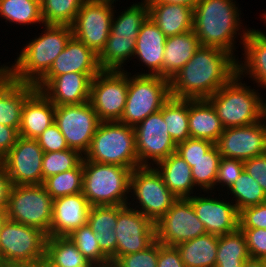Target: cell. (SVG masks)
<instances>
[{
    "mask_svg": "<svg viewBox=\"0 0 266 267\" xmlns=\"http://www.w3.org/2000/svg\"><path fill=\"white\" fill-rule=\"evenodd\" d=\"M263 121L266 124V99L263 98Z\"/></svg>",
    "mask_w": 266,
    "mask_h": 267,
    "instance_id": "94428289",
    "label": "cell"
},
{
    "mask_svg": "<svg viewBox=\"0 0 266 267\" xmlns=\"http://www.w3.org/2000/svg\"><path fill=\"white\" fill-rule=\"evenodd\" d=\"M98 73H66L54 77L41 92L55 105L89 102L92 79Z\"/></svg>",
    "mask_w": 266,
    "mask_h": 267,
    "instance_id": "7402d4cb",
    "label": "cell"
},
{
    "mask_svg": "<svg viewBox=\"0 0 266 267\" xmlns=\"http://www.w3.org/2000/svg\"><path fill=\"white\" fill-rule=\"evenodd\" d=\"M229 52L200 46L170 80V95L189 100L208 99L237 74V60Z\"/></svg>",
    "mask_w": 266,
    "mask_h": 267,
    "instance_id": "6da1fadb",
    "label": "cell"
},
{
    "mask_svg": "<svg viewBox=\"0 0 266 267\" xmlns=\"http://www.w3.org/2000/svg\"><path fill=\"white\" fill-rule=\"evenodd\" d=\"M215 144L205 139L188 138L186 141L178 143L176 153H178L187 163H194L204 157Z\"/></svg>",
    "mask_w": 266,
    "mask_h": 267,
    "instance_id": "7dc6e473",
    "label": "cell"
},
{
    "mask_svg": "<svg viewBox=\"0 0 266 267\" xmlns=\"http://www.w3.org/2000/svg\"><path fill=\"white\" fill-rule=\"evenodd\" d=\"M236 74L208 98L225 128L252 125L263 120V95Z\"/></svg>",
    "mask_w": 266,
    "mask_h": 267,
    "instance_id": "277c9868",
    "label": "cell"
},
{
    "mask_svg": "<svg viewBox=\"0 0 266 267\" xmlns=\"http://www.w3.org/2000/svg\"><path fill=\"white\" fill-rule=\"evenodd\" d=\"M128 94V72L101 70L91 83L90 99L100 122L120 121Z\"/></svg>",
    "mask_w": 266,
    "mask_h": 267,
    "instance_id": "8fae6325",
    "label": "cell"
},
{
    "mask_svg": "<svg viewBox=\"0 0 266 267\" xmlns=\"http://www.w3.org/2000/svg\"><path fill=\"white\" fill-rule=\"evenodd\" d=\"M132 170L83 160L82 194L91 206L128 205Z\"/></svg>",
    "mask_w": 266,
    "mask_h": 267,
    "instance_id": "8992f818",
    "label": "cell"
},
{
    "mask_svg": "<svg viewBox=\"0 0 266 267\" xmlns=\"http://www.w3.org/2000/svg\"><path fill=\"white\" fill-rule=\"evenodd\" d=\"M242 267H266V265L263 260L250 258L244 262Z\"/></svg>",
    "mask_w": 266,
    "mask_h": 267,
    "instance_id": "6f0895ef",
    "label": "cell"
},
{
    "mask_svg": "<svg viewBox=\"0 0 266 267\" xmlns=\"http://www.w3.org/2000/svg\"><path fill=\"white\" fill-rule=\"evenodd\" d=\"M116 253L111 264L119 257L143 251L156 241L155 223L129 205H117Z\"/></svg>",
    "mask_w": 266,
    "mask_h": 267,
    "instance_id": "5bb4252c",
    "label": "cell"
},
{
    "mask_svg": "<svg viewBox=\"0 0 266 267\" xmlns=\"http://www.w3.org/2000/svg\"><path fill=\"white\" fill-rule=\"evenodd\" d=\"M68 237L95 267H111L110 259L101 251L95 233L88 224L73 230Z\"/></svg>",
    "mask_w": 266,
    "mask_h": 267,
    "instance_id": "7bdbcfd3",
    "label": "cell"
},
{
    "mask_svg": "<svg viewBox=\"0 0 266 267\" xmlns=\"http://www.w3.org/2000/svg\"><path fill=\"white\" fill-rule=\"evenodd\" d=\"M19 131L16 128L0 124V160L16 144Z\"/></svg>",
    "mask_w": 266,
    "mask_h": 267,
    "instance_id": "db71d44e",
    "label": "cell"
},
{
    "mask_svg": "<svg viewBox=\"0 0 266 267\" xmlns=\"http://www.w3.org/2000/svg\"><path fill=\"white\" fill-rule=\"evenodd\" d=\"M44 151L36 139L19 136L16 144L0 160L12 185H42Z\"/></svg>",
    "mask_w": 266,
    "mask_h": 267,
    "instance_id": "2e32d148",
    "label": "cell"
},
{
    "mask_svg": "<svg viewBox=\"0 0 266 267\" xmlns=\"http://www.w3.org/2000/svg\"><path fill=\"white\" fill-rule=\"evenodd\" d=\"M44 152H54L69 149L66 139L54 123L48 127L37 139Z\"/></svg>",
    "mask_w": 266,
    "mask_h": 267,
    "instance_id": "f907efd6",
    "label": "cell"
},
{
    "mask_svg": "<svg viewBox=\"0 0 266 267\" xmlns=\"http://www.w3.org/2000/svg\"><path fill=\"white\" fill-rule=\"evenodd\" d=\"M136 39L124 36H109L98 55L101 70L124 71L127 62L132 61ZM126 65V66H124Z\"/></svg>",
    "mask_w": 266,
    "mask_h": 267,
    "instance_id": "836d02e7",
    "label": "cell"
},
{
    "mask_svg": "<svg viewBox=\"0 0 266 267\" xmlns=\"http://www.w3.org/2000/svg\"><path fill=\"white\" fill-rule=\"evenodd\" d=\"M148 17L166 37L193 30V9L188 6L161 2H147Z\"/></svg>",
    "mask_w": 266,
    "mask_h": 267,
    "instance_id": "4316f807",
    "label": "cell"
},
{
    "mask_svg": "<svg viewBox=\"0 0 266 267\" xmlns=\"http://www.w3.org/2000/svg\"><path fill=\"white\" fill-rule=\"evenodd\" d=\"M83 160L131 170L140 167L134 127L119 121L100 122Z\"/></svg>",
    "mask_w": 266,
    "mask_h": 267,
    "instance_id": "5b68a950",
    "label": "cell"
},
{
    "mask_svg": "<svg viewBox=\"0 0 266 267\" xmlns=\"http://www.w3.org/2000/svg\"><path fill=\"white\" fill-rule=\"evenodd\" d=\"M244 170L256 180L266 193V153L243 162Z\"/></svg>",
    "mask_w": 266,
    "mask_h": 267,
    "instance_id": "816d5d0a",
    "label": "cell"
},
{
    "mask_svg": "<svg viewBox=\"0 0 266 267\" xmlns=\"http://www.w3.org/2000/svg\"><path fill=\"white\" fill-rule=\"evenodd\" d=\"M55 108L56 106L36 89L23 104L19 136L37 139L55 123Z\"/></svg>",
    "mask_w": 266,
    "mask_h": 267,
    "instance_id": "484cf974",
    "label": "cell"
},
{
    "mask_svg": "<svg viewBox=\"0 0 266 267\" xmlns=\"http://www.w3.org/2000/svg\"><path fill=\"white\" fill-rule=\"evenodd\" d=\"M35 90V85L16 81L4 67H1L0 124L19 131L23 104Z\"/></svg>",
    "mask_w": 266,
    "mask_h": 267,
    "instance_id": "cb8c5ba5",
    "label": "cell"
},
{
    "mask_svg": "<svg viewBox=\"0 0 266 267\" xmlns=\"http://www.w3.org/2000/svg\"><path fill=\"white\" fill-rule=\"evenodd\" d=\"M200 193L187 199L192 203L207 233L222 236L239 228V211L231 200H226L227 195L221 199L219 196L214 198L212 191H204L203 195Z\"/></svg>",
    "mask_w": 266,
    "mask_h": 267,
    "instance_id": "d6986e66",
    "label": "cell"
},
{
    "mask_svg": "<svg viewBox=\"0 0 266 267\" xmlns=\"http://www.w3.org/2000/svg\"><path fill=\"white\" fill-rule=\"evenodd\" d=\"M165 34L148 17L141 25L136 38V48L133 58L138 59L139 66H145V72H136L138 75H158L163 77V58L165 51ZM143 64V65H141Z\"/></svg>",
    "mask_w": 266,
    "mask_h": 267,
    "instance_id": "44dd1931",
    "label": "cell"
},
{
    "mask_svg": "<svg viewBox=\"0 0 266 267\" xmlns=\"http://www.w3.org/2000/svg\"><path fill=\"white\" fill-rule=\"evenodd\" d=\"M200 46L199 38L193 30L167 37L163 58V78L170 81L193 57Z\"/></svg>",
    "mask_w": 266,
    "mask_h": 267,
    "instance_id": "f546056e",
    "label": "cell"
},
{
    "mask_svg": "<svg viewBox=\"0 0 266 267\" xmlns=\"http://www.w3.org/2000/svg\"><path fill=\"white\" fill-rule=\"evenodd\" d=\"M244 50V51H243ZM242 57L237 60V74L254 81L255 87L266 90V32L251 28L243 43Z\"/></svg>",
    "mask_w": 266,
    "mask_h": 267,
    "instance_id": "d4e9b609",
    "label": "cell"
},
{
    "mask_svg": "<svg viewBox=\"0 0 266 267\" xmlns=\"http://www.w3.org/2000/svg\"><path fill=\"white\" fill-rule=\"evenodd\" d=\"M116 2L115 0H85L72 25L73 36L97 56L109 37Z\"/></svg>",
    "mask_w": 266,
    "mask_h": 267,
    "instance_id": "7c38bea8",
    "label": "cell"
},
{
    "mask_svg": "<svg viewBox=\"0 0 266 267\" xmlns=\"http://www.w3.org/2000/svg\"><path fill=\"white\" fill-rule=\"evenodd\" d=\"M130 198L128 205L153 223H156L178 199L165 185L154 166H140L132 170Z\"/></svg>",
    "mask_w": 266,
    "mask_h": 267,
    "instance_id": "52a82bcc",
    "label": "cell"
},
{
    "mask_svg": "<svg viewBox=\"0 0 266 267\" xmlns=\"http://www.w3.org/2000/svg\"><path fill=\"white\" fill-rule=\"evenodd\" d=\"M0 267H45L44 262L35 265L0 264Z\"/></svg>",
    "mask_w": 266,
    "mask_h": 267,
    "instance_id": "680465c9",
    "label": "cell"
},
{
    "mask_svg": "<svg viewBox=\"0 0 266 267\" xmlns=\"http://www.w3.org/2000/svg\"><path fill=\"white\" fill-rule=\"evenodd\" d=\"M147 2H161V3H170V4H179L195 8L199 0H146Z\"/></svg>",
    "mask_w": 266,
    "mask_h": 267,
    "instance_id": "9f6ffc18",
    "label": "cell"
},
{
    "mask_svg": "<svg viewBox=\"0 0 266 267\" xmlns=\"http://www.w3.org/2000/svg\"><path fill=\"white\" fill-rule=\"evenodd\" d=\"M249 259L246 237L239 228L218 236L215 267H242Z\"/></svg>",
    "mask_w": 266,
    "mask_h": 267,
    "instance_id": "d590c367",
    "label": "cell"
},
{
    "mask_svg": "<svg viewBox=\"0 0 266 267\" xmlns=\"http://www.w3.org/2000/svg\"><path fill=\"white\" fill-rule=\"evenodd\" d=\"M8 215L6 209H0V232L3 228V225L7 222Z\"/></svg>",
    "mask_w": 266,
    "mask_h": 267,
    "instance_id": "91938a15",
    "label": "cell"
},
{
    "mask_svg": "<svg viewBox=\"0 0 266 267\" xmlns=\"http://www.w3.org/2000/svg\"><path fill=\"white\" fill-rule=\"evenodd\" d=\"M45 267H95L66 236H49L45 244Z\"/></svg>",
    "mask_w": 266,
    "mask_h": 267,
    "instance_id": "1f68e13d",
    "label": "cell"
},
{
    "mask_svg": "<svg viewBox=\"0 0 266 267\" xmlns=\"http://www.w3.org/2000/svg\"><path fill=\"white\" fill-rule=\"evenodd\" d=\"M170 97L168 79L128 72L127 100L119 122L135 127L149 115L160 111Z\"/></svg>",
    "mask_w": 266,
    "mask_h": 267,
    "instance_id": "ba28073f",
    "label": "cell"
},
{
    "mask_svg": "<svg viewBox=\"0 0 266 267\" xmlns=\"http://www.w3.org/2000/svg\"><path fill=\"white\" fill-rule=\"evenodd\" d=\"M99 123L90 102L55 108V124L66 139L68 147L82 155L88 150Z\"/></svg>",
    "mask_w": 266,
    "mask_h": 267,
    "instance_id": "9a60e30c",
    "label": "cell"
},
{
    "mask_svg": "<svg viewBox=\"0 0 266 267\" xmlns=\"http://www.w3.org/2000/svg\"><path fill=\"white\" fill-rule=\"evenodd\" d=\"M157 267H185L175 246H166L158 242Z\"/></svg>",
    "mask_w": 266,
    "mask_h": 267,
    "instance_id": "f5cc1de1",
    "label": "cell"
},
{
    "mask_svg": "<svg viewBox=\"0 0 266 267\" xmlns=\"http://www.w3.org/2000/svg\"><path fill=\"white\" fill-rule=\"evenodd\" d=\"M190 138L217 142L223 133L217 111L208 99L189 100Z\"/></svg>",
    "mask_w": 266,
    "mask_h": 267,
    "instance_id": "f1b7e54d",
    "label": "cell"
},
{
    "mask_svg": "<svg viewBox=\"0 0 266 267\" xmlns=\"http://www.w3.org/2000/svg\"><path fill=\"white\" fill-rule=\"evenodd\" d=\"M0 18L21 26L44 24L40 0H0Z\"/></svg>",
    "mask_w": 266,
    "mask_h": 267,
    "instance_id": "74e56055",
    "label": "cell"
},
{
    "mask_svg": "<svg viewBox=\"0 0 266 267\" xmlns=\"http://www.w3.org/2000/svg\"><path fill=\"white\" fill-rule=\"evenodd\" d=\"M85 0H40L44 24L72 26Z\"/></svg>",
    "mask_w": 266,
    "mask_h": 267,
    "instance_id": "60d3db41",
    "label": "cell"
},
{
    "mask_svg": "<svg viewBox=\"0 0 266 267\" xmlns=\"http://www.w3.org/2000/svg\"><path fill=\"white\" fill-rule=\"evenodd\" d=\"M98 56L83 42L72 36L65 49L52 63L48 73L35 85L42 90L54 77L66 73H99Z\"/></svg>",
    "mask_w": 266,
    "mask_h": 267,
    "instance_id": "ffe728a7",
    "label": "cell"
},
{
    "mask_svg": "<svg viewBox=\"0 0 266 267\" xmlns=\"http://www.w3.org/2000/svg\"><path fill=\"white\" fill-rule=\"evenodd\" d=\"M155 234L156 240L162 245L177 246L207 232L192 203L187 198H178L155 223Z\"/></svg>",
    "mask_w": 266,
    "mask_h": 267,
    "instance_id": "4fadbf2b",
    "label": "cell"
},
{
    "mask_svg": "<svg viewBox=\"0 0 266 267\" xmlns=\"http://www.w3.org/2000/svg\"><path fill=\"white\" fill-rule=\"evenodd\" d=\"M239 228L266 229V202L239 211Z\"/></svg>",
    "mask_w": 266,
    "mask_h": 267,
    "instance_id": "681fc988",
    "label": "cell"
},
{
    "mask_svg": "<svg viewBox=\"0 0 266 267\" xmlns=\"http://www.w3.org/2000/svg\"><path fill=\"white\" fill-rule=\"evenodd\" d=\"M175 247L185 267H215L218 236L207 233Z\"/></svg>",
    "mask_w": 266,
    "mask_h": 267,
    "instance_id": "d6a6232c",
    "label": "cell"
},
{
    "mask_svg": "<svg viewBox=\"0 0 266 267\" xmlns=\"http://www.w3.org/2000/svg\"><path fill=\"white\" fill-rule=\"evenodd\" d=\"M167 124L160 111L149 115L134 127L136 150L140 166H154L176 152Z\"/></svg>",
    "mask_w": 266,
    "mask_h": 267,
    "instance_id": "e0dca14e",
    "label": "cell"
},
{
    "mask_svg": "<svg viewBox=\"0 0 266 267\" xmlns=\"http://www.w3.org/2000/svg\"><path fill=\"white\" fill-rule=\"evenodd\" d=\"M53 201L43 185H12L6 209L8 220L38 228L49 237Z\"/></svg>",
    "mask_w": 266,
    "mask_h": 267,
    "instance_id": "30bf717a",
    "label": "cell"
},
{
    "mask_svg": "<svg viewBox=\"0 0 266 267\" xmlns=\"http://www.w3.org/2000/svg\"><path fill=\"white\" fill-rule=\"evenodd\" d=\"M162 118L167 124L168 133L174 143L190 138L189 131V99L170 97L160 109Z\"/></svg>",
    "mask_w": 266,
    "mask_h": 267,
    "instance_id": "e575fe53",
    "label": "cell"
},
{
    "mask_svg": "<svg viewBox=\"0 0 266 267\" xmlns=\"http://www.w3.org/2000/svg\"><path fill=\"white\" fill-rule=\"evenodd\" d=\"M46 239L47 235L38 228L7 220L0 232V264L44 262Z\"/></svg>",
    "mask_w": 266,
    "mask_h": 267,
    "instance_id": "9c48e42d",
    "label": "cell"
},
{
    "mask_svg": "<svg viewBox=\"0 0 266 267\" xmlns=\"http://www.w3.org/2000/svg\"><path fill=\"white\" fill-rule=\"evenodd\" d=\"M227 194V197L231 195L229 199L235 204L238 211L266 202V193L245 170L227 190Z\"/></svg>",
    "mask_w": 266,
    "mask_h": 267,
    "instance_id": "f35d334b",
    "label": "cell"
},
{
    "mask_svg": "<svg viewBox=\"0 0 266 267\" xmlns=\"http://www.w3.org/2000/svg\"><path fill=\"white\" fill-rule=\"evenodd\" d=\"M241 15L236 0H199L193 9V31L200 45L223 49L236 58L237 42L243 47L251 28L243 27Z\"/></svg>",
    "mask_w": 266,
    "mask_h": 267,
    "instance_id": "7a4b0ae2",
    "label": "cell"
},
{
    "mask_svg": "<svg viewBox=\"0 0 266 267\" xmlns=\"http://www.w3.org/2000/svg\"><path fill=\"white\" fill-rule=\"evenodd\" d=\"M90 208L82 192L54 199L49 236H67L86 225Z\"/></svg>",
    "mask_w": 266,
    "mask_h": 267,
    "instance_id": "603a6c76",
    "label": "cell"
},
{
    "mask_svg": "<svg viewBox=\"0 0 266 267\" xmlns=\"http://www.w3.org/2000/svg\"><path fill=\"white\" fill-rule=\"evenodd\" d=\"M243 170V161L233 158H221L215 188L219 186L217 189H221L220 191L224 193V190L226 191V189L228 190L230 188L241 175ZM223 188L224 190H222Z\"/></svg>",
    "mask_w": 266,
    "mask_h": 267,
    "instance_id": "bcb514c9",
    "label": "cell"
},
{
    "mask_svg": "<svg viewBox=\"0 0 266 267\" xmlns=\"http://www.w3.org/2000/svg\"><path fill=\"white\" fill-rule=\"evenodd\" d=\"M87 224L95 233L99 248L110 259L117 250V205L91 206Z\"/></svg>",
    "mask_w": 266,
    "mask_h": 267,
    "instance_id": "4dcf8cb0",
    "label": "cell"
},
{
    "mask_svg": "<svg viewBox=\"0 0 266 267\" xmlns=\"http://www.w3.org/2000/svg\"><path fill=\"white\" fill-rule=\"evenodd\" d=\"M154 167L160 173L165 185L177 198L192 197L196 194L195 191L199 190L193 182L191 167L178 153L170 154L157 162Z\"/></svg>",
    "mask_w": 266,
    "mask_h": 267,
    "instance_id": "83f0119b",
    "label": "cell"
},
{
    "mask_svg": "<svg viewBox=\"0 0 266 267\" xmlns=\"http://www.w3.org/2000/svg\"><path fill=\"white\" fill-rule=\"evenodd\" d=\"M11 188V180L0 164V209H7Z\"/></svg>",
    "mask_w": 266,
    "mask_h": 267,
    "instance_id": "11a10c76",
    "label": "cell"
},
{
    "mask_svg": "<svg viewBox=\"0 0 266 267\" xmlns=\"http://www.w3.org/2000/svg\"><path fill=\"white\" fill-rule=\"evenodd\" d=\"M132 3L130 4L131 6L123 9L120 13L114 9L109 36H124L130 37V39L137 38L141 25L148 18V5L146 0Z\"/></svg>",
    "mask_w": 266,
    "mask_h": 267,
    "instance_id": "8d00e7d4",
    "label": "cell"
},
{
    "mask_svg": "<svg viewBox=\"0 0 266 267\" xmlns=\"http://www.w3.org/2000/svg\"><path fill=\"white\" fill-rule=\"evenodd\" d=\"M83 184V160L74 169L50 176L43 182L46 192L53 198L81 193Z\"/></svg>",
    "mask_w": 266,
    "mask_h": 267,
    "instance_id": "b9f144b4",
    "label": "cell"
},
{
    "mask_svg": "<svg viewBox=\"0 0 266 267\" xmlns=\"http://www.w3.org/2000/svg\"><path fill=\"white\" fill-rule=\"evenodd\" d=\"M246 237L250 258L264 260L266 258V229L239 228Z\"/></svg>",
    "mask_w": 266,
    "mask_h": 267,
    "instance_id": "c3c4849f",
    "label": "cell"
},
{
    "mask_svg": "<svg viewBox=\"0 0 266 267\" xmlns=\"http://www.w3.org/2000/svg\"><path fill=\"white\" fill-rule=\"evenodd\" d=\"M42 26L44 31L22 46L13 64H3L16 81L36 85L48 73L52 63L73 36L72 26Z\"/></svg>",
    "mask_w": 266,
    "mask_h": 267,
    "instance_id": "3957f363",
    "label": "cell"
},
{
    "mask_svg": "<svg viewBox=\"0 0 266 267\" xmlns=\"http://www.w3.org/2000/svg\"><path fill=\"white\" fill-rule=\"evenodd\" d=\"M221 155L217 147L214 145L204 157L194 163H188L191 167L193 182L199 190L212 191L215 193V183L218 175L219 163Z\"/></svg>",
    "mask_w": 266,
    "mask_h": 267,
    "instance_id": "ab89813d",
    "label": "cell"
},
{
    "mask_svg": "<svg viewBox=\"0 0 266 267\" xmlns=\"http://www.w3.org/2000/svg\"><path fill=\"white\" fill-rule=\"evenodd\" d=\"M158 262V241L156 240L147 249L119 256L111 267H157Z\"/></svg>",
    "mask_w": 266,
    "mask_h": 267,
    "instance_id": "f6af8a7d",
    "label": "cell"
},
{
    "mask_svg": "<svg viewBox=\"0 0 266 267\" xmlns=\"http://www.w3.org/2000/svg\"><path fill=\"white\" fill-rule=\"evenodd\" d=\"M83 155L75 149L44 152L42 160L43 182L46 178L76 168Z\"/></svg>",
    "mask_w": 266,
    "mask_h": 267,
    "instance_id": "ee69618b",
    "label": "cell"
},
{
    "mask_svg": "<svg viewBox=\"0 0 266 267\" xmlns=\"http://www.w3.org/2000/svg\"><path fill=\"white\" fill-rule=\"evenodd\" d=\"M215 146L222 158L246 161L266 153V124L225 128Z\"/></svg>",
    "mask_w": 266,
    "mask_h": 267,
    "instance_id": "ac0fdd59",
    "label": "cell"
}]
</instances>
